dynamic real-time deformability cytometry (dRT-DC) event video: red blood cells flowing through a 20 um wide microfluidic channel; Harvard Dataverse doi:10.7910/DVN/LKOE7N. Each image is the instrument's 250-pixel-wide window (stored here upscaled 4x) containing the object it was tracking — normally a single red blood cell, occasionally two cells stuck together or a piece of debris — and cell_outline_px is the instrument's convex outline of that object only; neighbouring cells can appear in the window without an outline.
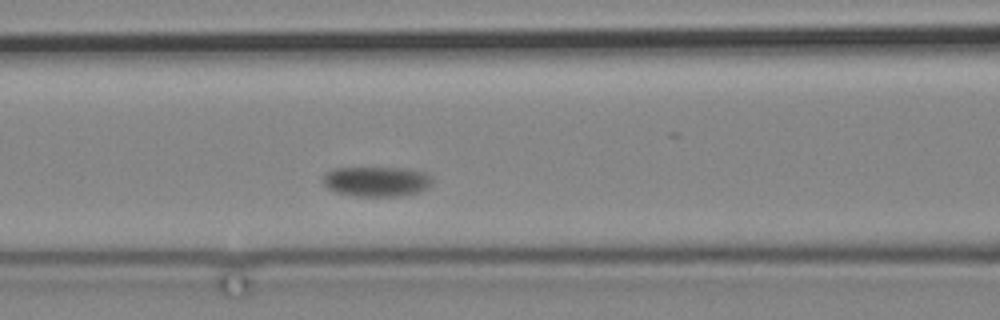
{"species": "common noctule bat (a hibernating species)", "species_latin": "Nyctalus noctula", "temperature_condition": "cold", "stored_images_in_passage": 7, "camera_frame_rate_fps": 3000, "um_per_image_px": 0.085, "animal": {"sex": "male", "body_mass_g": 19.2, "forearm_length_mm": 51.8}, "frame": {"image": 1, "passage_image": 7, "time_ms": 7.0, "image_size_px": [1000, 320], "cell_outline_px": [[432, 184], [428, 188], [420, 192], [400, 196], [356, 196], [336, 192], [328, 188], [324, 184], [324, 172], [332, 168], [400, 168], [424, 172], [432, 176]], "centroid_in_image_um": [32.02, 15.42], "position_along_channel_um": 134.6, "area_um2": 19.19}}